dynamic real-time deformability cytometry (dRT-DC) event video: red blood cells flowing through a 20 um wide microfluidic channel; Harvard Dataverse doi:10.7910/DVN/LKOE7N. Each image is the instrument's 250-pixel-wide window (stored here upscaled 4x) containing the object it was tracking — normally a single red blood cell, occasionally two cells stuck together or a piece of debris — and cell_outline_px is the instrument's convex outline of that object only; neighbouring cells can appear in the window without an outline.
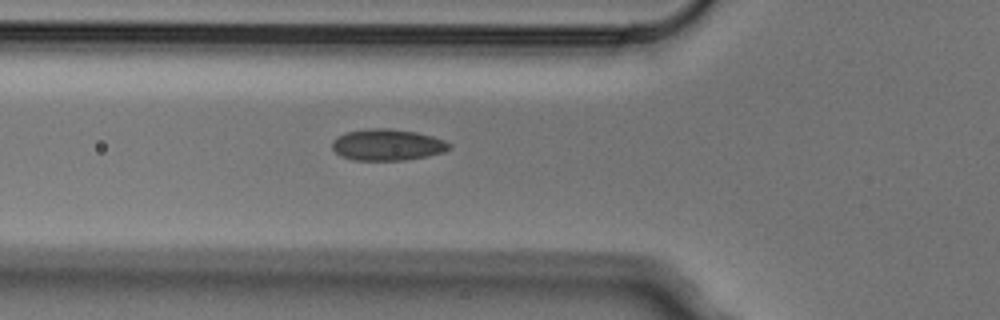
{"species": "Egyptian fruit bat (a non-hibernating species)", "species_latin": "Rousettus aegyptiacus", "temperature_condition": "cold", "stored_images_in_passage": 5, "camera_frame_rate_fps": 3000, "um_per_image_px": 0.085, "animal": {"sex": "male"}, "frame": {"image": 1, "passage_image": 5, "time_ms": 1.333, "image_size_px": [1000, 320], "cell_outline_px": [[452, 148], [444, 152], [428, 156], [404, 160], [352, 160], [340, 156], [332, 148], [332, 140], [348, 132], [368, 128], [392, 128], [416, 132], [432, 136], [444, 140], [452, 144]], "centroid_in_image_um": [32.95, 12.31], "position_along_channel_um": 92.8, "area_um2": 21.56}}